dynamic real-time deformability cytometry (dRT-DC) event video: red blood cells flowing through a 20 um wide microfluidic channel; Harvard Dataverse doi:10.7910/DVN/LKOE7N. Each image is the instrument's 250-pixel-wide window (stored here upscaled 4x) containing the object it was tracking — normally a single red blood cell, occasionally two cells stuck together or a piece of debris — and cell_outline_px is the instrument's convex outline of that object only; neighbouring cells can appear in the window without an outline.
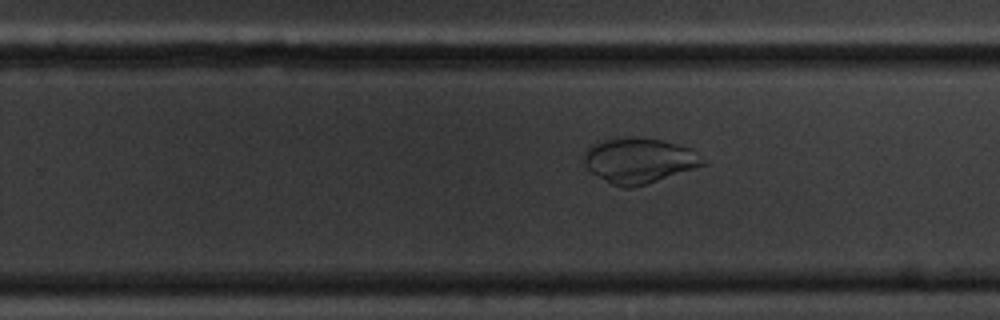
{"species": "common noctule bat (a hibernating species)", "species_latin": "Nyctalus noctula", "temperature_condition": "cold", "stored_images_in_passage": 35, "camera_frame_rate_fps": 3000, "um_per_image_px": 0.085, "animal": {"sex": "male", "body_mass_g": 20.1, "forearm_length_mm": 53.5}, "frame": {"image": 1, "passage_image": 21, "time_ms": 6.667, "image_size_px": [1000, 320], "cell_outline_px": [[708, 164], [632, 188], [624, 188], [612, 184], [592, 172], [584, 164], [584, 152], [592, 144], [600, 140], [636, 136], [664, 140], [688, 148]], "centroid_in_image_um": [54.28, 13.63], "position_along_channel_um": 275.5, "area_um2": 30.98}}